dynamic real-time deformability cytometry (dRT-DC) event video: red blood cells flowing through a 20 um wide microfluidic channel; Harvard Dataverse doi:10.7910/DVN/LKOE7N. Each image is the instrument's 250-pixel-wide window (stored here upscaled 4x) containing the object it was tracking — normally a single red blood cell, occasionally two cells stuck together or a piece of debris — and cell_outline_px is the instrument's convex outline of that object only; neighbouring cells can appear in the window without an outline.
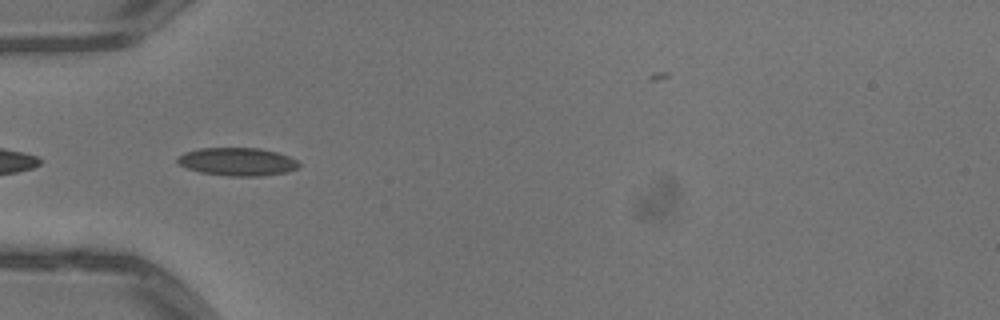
{"species": "common noctule bat (a hibernating species)", "species_latin": "Nyctalus noctula", "temperature_condition": "warm", "stored_images_in_passage": 31, "camera_frame_rate_fps": 3000, "um_per_image_px": 0.085, "animal": {"sex": "male", "body_mass_g": 13.3}, "frame": {"image": 1, "passage_image": 2, "time_ms": 0.333, "image_size_px": [1000, 320], "cell_outline_px": [[300, 168], [288, 172], [260, 176], [228, 176], [200, 172], [188, 168], [180, 164], [176, 160], [184, 152], [200, 148], [260, 148], [276, 152], [288, 156], [296, 160], [300, 164]], "centroid_in_image_um": [20.21, 13.75], "position_along_channel_um": 64.8, "area_um2": 19.83}}
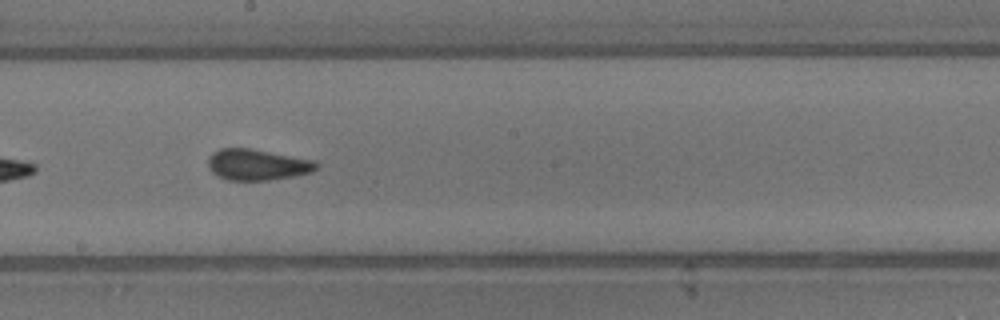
{"frame": {"image": 2, "passage_image": 14, "time_ms": 4.333, "image_size_px": [1000, 320], "cell_outline_px": [[320, 164], [312, 172], [292, 176], [268, 180], [228, 180], [212, 172], [208, 168], [208, 156], [212, 152], [220, 148], [248, 148], [316, 160]], "centroid_in_image_um": [21.86, 13.99], "position_along_channel_um": 226.3, "area_um2": 19.59}}
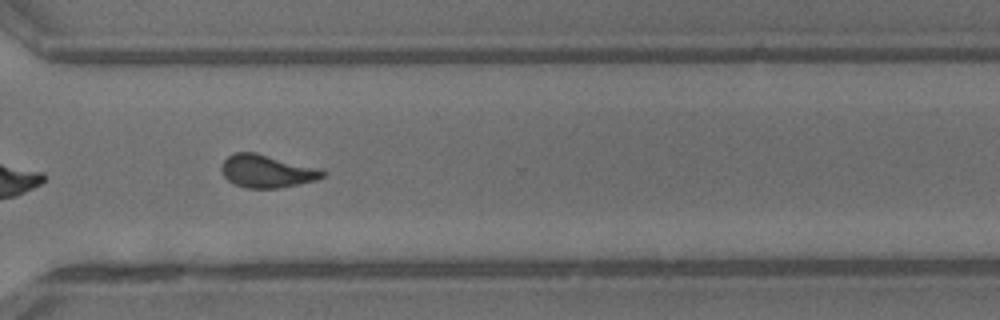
{"frame": {"image": 3, "passage_image": 23, "time_ms": 7.333, "image_size_px": [1000, 320], "cell_outline_px": [[328, 172], [324, 176], [316, 180], [280, 188], [244, 188], [228, 180], [224, 176], [220, 168], [224, 160], [228, 156], [236, 152], [256, 152], [320, 168]], "centroid_in_image_um": [22.7, 14.54], "position_along_channel_um": 347.9, "area_um2": 19.48}, "authors_computed_cell_mechanics": {"area_um2": 19.363, "velocity_mm_per_s": 4.0677, "shape_relaxation_time_tau1_ms": 5.6778, "shape_relaxation_time_tau2_ms": 0.9815, "deformation_change_tau1": 0.1605, "deformation_change_tau2": 0.0943}}